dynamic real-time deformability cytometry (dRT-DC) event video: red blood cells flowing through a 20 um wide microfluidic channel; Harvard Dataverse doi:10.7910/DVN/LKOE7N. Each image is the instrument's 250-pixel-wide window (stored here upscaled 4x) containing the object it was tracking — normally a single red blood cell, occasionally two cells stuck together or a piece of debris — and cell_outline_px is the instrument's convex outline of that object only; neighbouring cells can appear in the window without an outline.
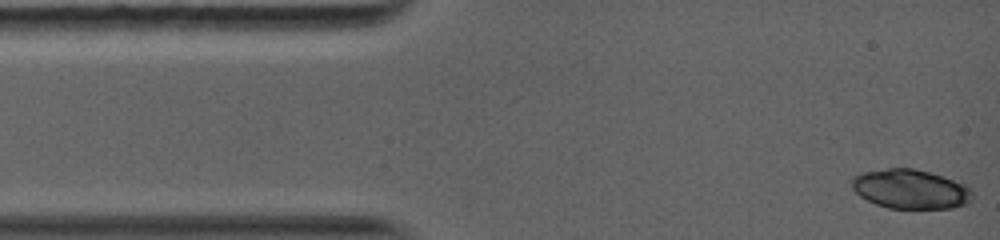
{"species": "common noctule bat (a hibernating species)", "species_latin": "Nyctalus noctula", "temperature_condition": "warm", "stored_images_in_passage": 10, "camera_frame_rate_fps": 5000, "um_per_image_px": 0.085, "animal": {"sex": "female", "body_mass_g": 19.0, "forearm_length_mm": 56.7}, "frame": {"image": 1, "passage_image": 1, "time_ms": 0.0, "image_size_px": [1000, 240], "cell_outline_px": [[972, 200], [968, 204], [952, 208], [888, 208], [876, 204], [860, 196], [852, 188], [852, 176], [860, 172], [888, 168], [912, 168], [928, 172], [964, 184], [972, 192]], "centroid_in_image_um": [77.36, 16.07], "position_along_channel_um": 7.6, "area_um2": 27.51}}
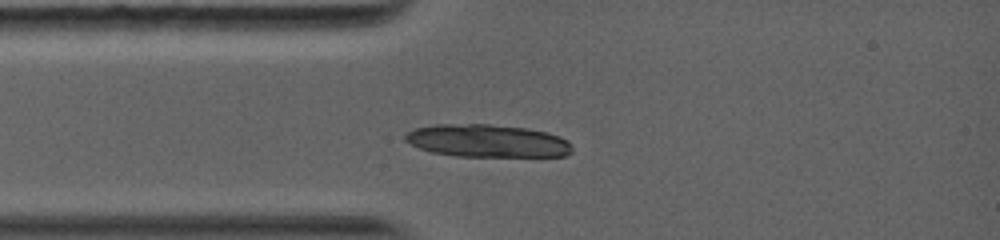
{"frame": {"image": 2, "passage_image": 10, "time_ms": 2.6, "image_size_px": [1000, 240], "cell_outline_px": [[572, 152], [564, 156], [456, 156], [432, 152], [420, 148], [404, 140], [404, 136], [408, 132], [416, 128], [436, 124], [488, 124], [528, 128], [560, 136], [568, 140], [572, 144]], "centroid_in_image_um": [41.45, 11.97], "position_along_channel_um": 43.6, "area_um2": 31.79}}